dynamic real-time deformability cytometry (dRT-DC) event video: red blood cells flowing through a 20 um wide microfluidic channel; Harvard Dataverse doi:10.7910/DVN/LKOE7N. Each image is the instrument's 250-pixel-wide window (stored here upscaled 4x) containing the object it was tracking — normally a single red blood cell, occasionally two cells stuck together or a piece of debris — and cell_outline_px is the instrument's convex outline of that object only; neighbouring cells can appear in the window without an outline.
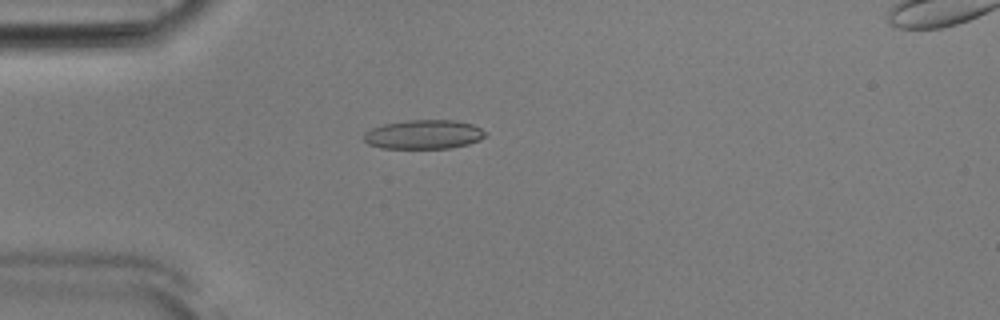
{"species": "Egyptian fruit bat (a non-hibernating species)", "species_latin": "Rousettus aegyptiacus", "temperature_condition": "room temperature", "stored_images_in_passage": 53, "camera_frame_rate_fps": 3000, "um_per_image_px": 0.085, "animal": {"sex": "male"}, "frame": {"image": 1, "passage_image": 15, "time_ms": 4.667, "image_size_px": [1000, 320], "cell_outline_px": [[488, 136], [480, 140], [468, 144], [448, 148], [380, 148], [368, 144], [364, 140], [364, 132], [372, 128], [384, 124], [408, 120], [456, 120], [472, 124], [488, 132]], "centroid_in_image_um": [36.05, 11.42], "position_along_channel_um": 49.0, "area_um2": 20.75}}
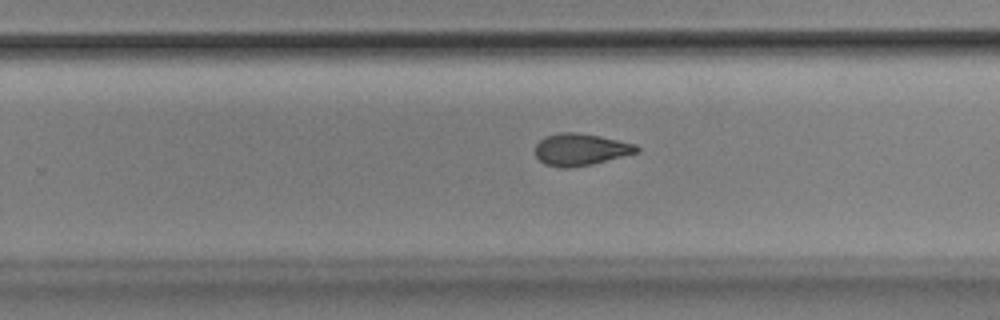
{"frame": {"image": 2, "passage_image": 34, "time_ms": 11.0, "image_size_px": [1000, 320], "cell_outline_px": [[640, 152], [592, 164], [568, 168], [560, 168], [544, 164], [536, 156], [536, 144], [544, 136], [556, 132], [576, 132], [600, 136], [636, 144], [640, 148]], "centroid_in_image_um": [49.35, 12.7], "position_along_channel_um": 280.5, "area_um2": 19.07}}
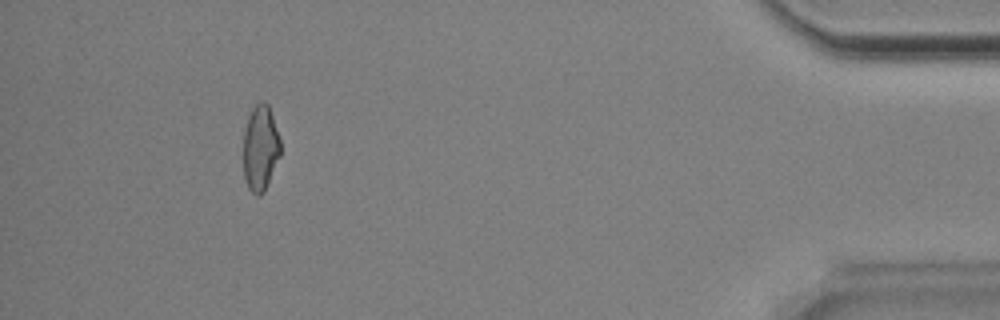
{"frame": {"image": 3, "passage_image": 49, "time_ms": 16.0, "image_size_px": [1000, 320], "cell_outline_px": [[280, 156], [264, 192], [260, 196], [256, 196], [248, 188], [244, 176], [244, 128], [248, 116], [252, 108], [260, 100], [264, 100], [268, 104], [280, 140]], "centroid_in_image_um": [22.12, 12.58], "position_along_channel_um": 413.1, "area_um2": 18.55}, "authors_computed_cell_mechanics": {"area_um2": 19.4786, "velocity_mm_per_s": 3.8698, "shape_relaxation_time_tau1_ms": 6.7196, "shape_relaxation_time_tau2_ms": 2.5288, "deformation_change_tau1": 0.1679, "deformation_change_tau2": 0.0908}}